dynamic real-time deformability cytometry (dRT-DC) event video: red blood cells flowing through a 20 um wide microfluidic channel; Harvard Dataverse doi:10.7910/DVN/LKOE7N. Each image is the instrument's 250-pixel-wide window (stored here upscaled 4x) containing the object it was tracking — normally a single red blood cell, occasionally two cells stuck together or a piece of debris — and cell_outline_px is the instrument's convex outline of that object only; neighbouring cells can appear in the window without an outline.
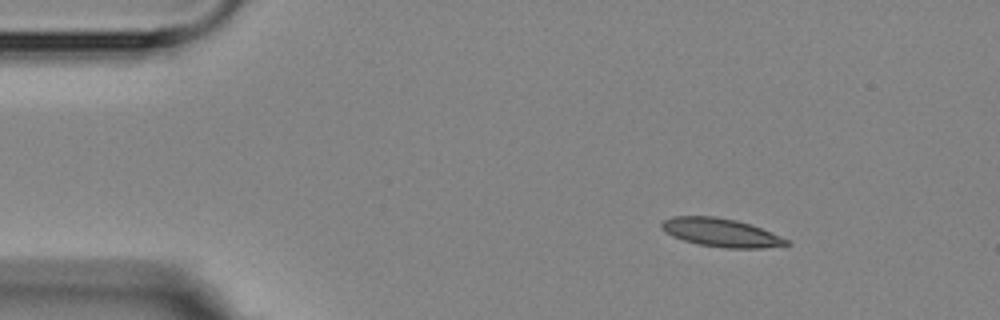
{"species": "Egyptian fruit bat (a non-hibernating species)", "species_latin": "Rousettus aegyptiacus", "temperature_condition": "room temperature", "stored_images_in_passage": 5, "camera_frame_rate_fps": 3000, "um_per_image_px": 0.085, "animal": {"sex": "female"}, "frame": {"image": 1, "passage_image": 1, "time_ms": 0.0, "image_size_px": [1000, 320], "cell_outline_px": [[792, 244], [764, 248], [724, 248], [696, 244], [672, 236], [660, 224], [664, 220], [672, 216], [716, 216], [736, 220], [752, 224], [788, 240]], "centroid_in_image_um": [61.3, 19.77], "position_along_channel_um": 23.7, "area_um2": 20.58}}
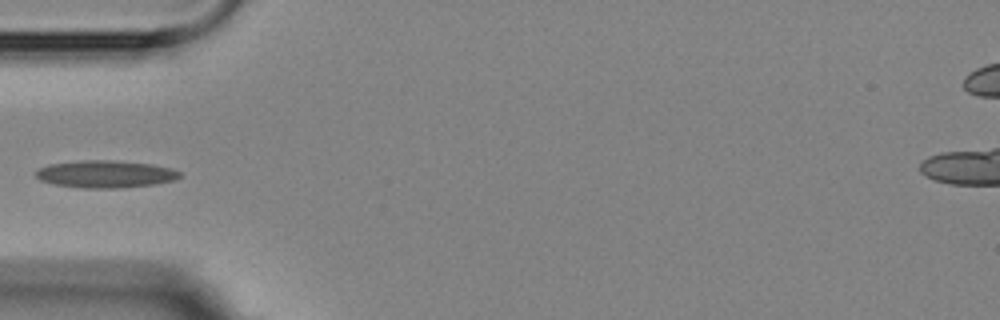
{"frame": {"image": 2, "passage_image": 4, "time_ms": 3.333, "image_size_px": [1000, 320], "cell_outline_px": [[184, 176], [176, 180], [156, 184], [116, 188], [80, 188], [56, 184], [40, 180], [36, 176], [36, 172], [40, 168], [48, 164], [84, 160], [112, 160], [152, 164], [172, 168], [180, 172]], "centroid_in_image_um": [9.02, 14.79], "position_along_channel_um": 76.0, "area_um2": 23.0}}
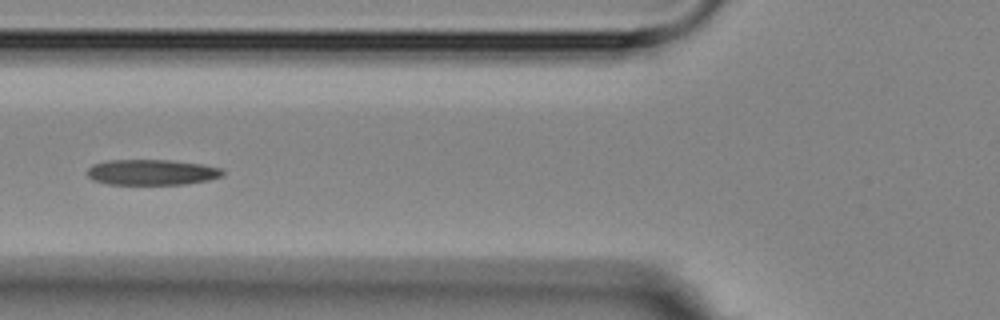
{"frame": {"image": 3, "passage_image": 5, "time_ms": 4.333, "image_size_px": [1000, 320], "cell_outline_px": [[224, 176], [208, 180], [188, 184], [108, 184], [92, 180], [84, 172], [92, 164], [108, 160], [172, 160], [204, 164], [224, 168]], "centroid_in_image_um": [12.92, 14.63], "position_along_channel_um": 112.9, "area_um2": 20.58}}